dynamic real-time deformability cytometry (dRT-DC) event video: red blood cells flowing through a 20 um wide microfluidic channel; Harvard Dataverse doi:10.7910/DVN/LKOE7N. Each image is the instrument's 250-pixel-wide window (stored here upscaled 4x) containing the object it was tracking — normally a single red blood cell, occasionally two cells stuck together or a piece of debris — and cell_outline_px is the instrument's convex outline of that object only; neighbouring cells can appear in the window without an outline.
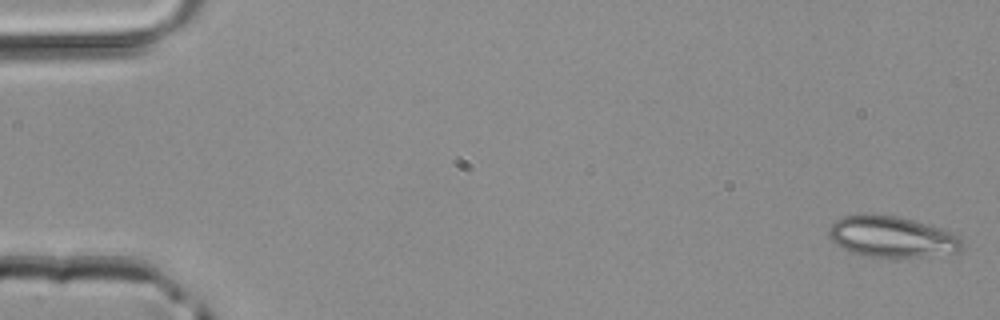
{"species": "common noctule bat (a hibernating species)", "species_latin": "Nyctalus noctula", "temperature_condition": "room temperature", "stored_images_in_passage": 4, "camera_frame_rate_fps": 3000, "um_per_image_px": 0.085, "animal": {"sex": "male", "body_mass_g": 20.4}, "frame": {"image": 1, "passage_image": 1, "time_ms": 0.0, "image_size_px": [1000, 320], "cell_outline_px": [[964, 244], [960, 252], [928, 256], [864, 256], [848, 252], [840, 248], [828, 236], [828, 232], [832, 224], [840, 216], [864, 212], [868, 212], [896, 216], [912, 220], [940, 228], [960, 236]], "centroid_in_image_um": [75.76, 20.1], "position_along_channel_um": 9.2, "area_um2": 32.25}}